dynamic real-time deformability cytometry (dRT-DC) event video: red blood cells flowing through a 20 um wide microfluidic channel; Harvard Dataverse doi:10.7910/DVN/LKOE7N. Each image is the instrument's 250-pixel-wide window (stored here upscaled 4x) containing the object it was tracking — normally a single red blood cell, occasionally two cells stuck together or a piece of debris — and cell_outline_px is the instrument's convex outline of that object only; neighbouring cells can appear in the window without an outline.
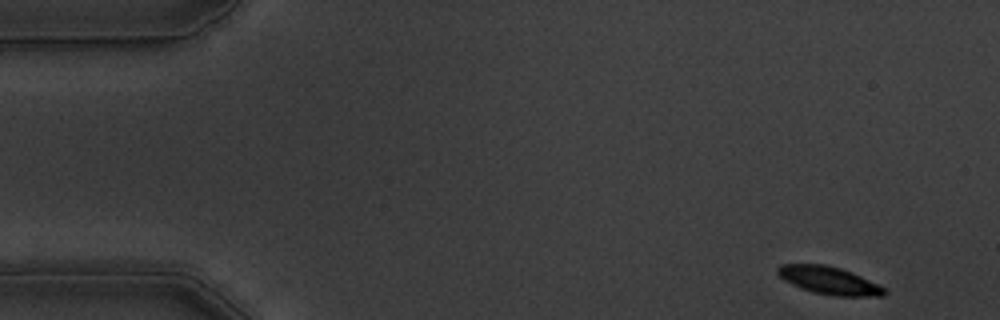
{"species": "common noctule bat (a hibernating species)", "species_latin": "Nyctalus noctula", "temperature_condition": "warm", "stored_images_in_passage": 54, "camera_frame_rate_fps": 3000, "um_per_image_px": 0.085, "animal": {"sex": "male", "body_mass_g": 19.5, "forearm_length_mm": 54.6}, "frame": {"image": 1, "passage_image": 1, "time_ms": 0.0, "image_size_px": [1000, 320], "cell_outline_px": [[888, 292], [884, 296], [836, 296], [812, 292], [800, 288], [784, 280], [776, 272], [776, 268], [780, 264], [824, 264], [840, 268], [852, 272], [884, 288]], "centroid_in_image_um": [70.44, 23.84], "position_along_channel_um": 14.6, "area_um2": 17.17}}
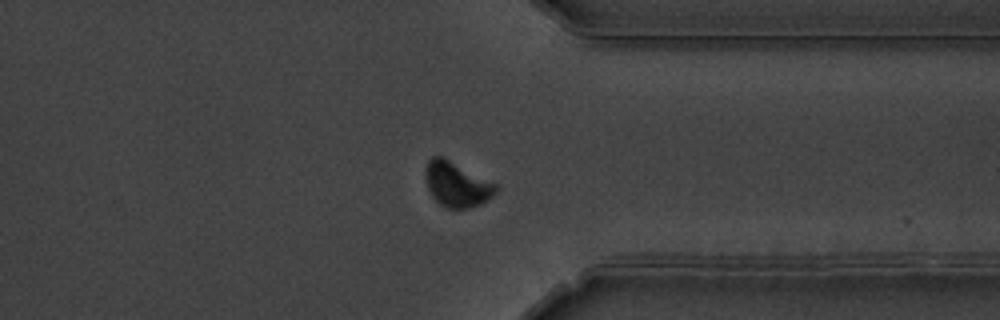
{"frame": {"image": 2, "passage_image": 41, "time_ms": 13.333, "image_size_px": [1000, 320], "cell_outline_px": [[500, 188], [492, 196], [480, 204], [468, 208], [444, 208], [432, 196], [428, 188], [428, 160], [432, 156], [444, 156], [496, 184]], "centroid_in_image_um": [38.87, 15.67], "position_along_channel_um": 372.5, "area_um2": 18.09}}
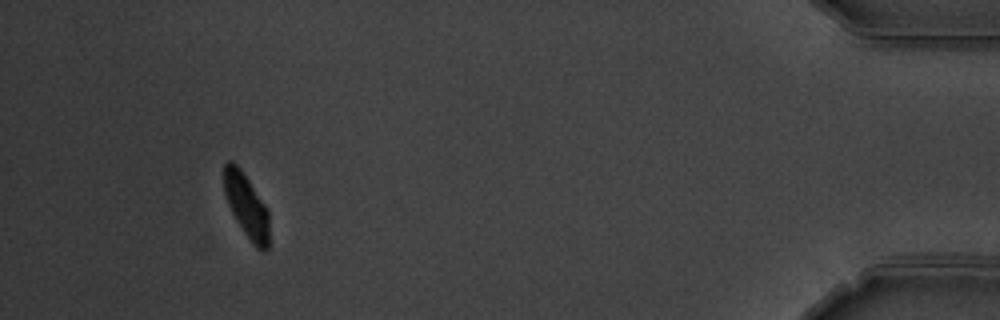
{"frame": {"image": 3, "passage_image": 50, "time_ms": 16.333, "image_size_px": [1000, 320], "cell_outline_px": [[268, 248], [264, 252], [256, 248], [252, 244], [236, 220], [228, 204], [224, 192], [224, 164], [228, 160], [232, 160], [240, 168], [268, 208]], "centroid_in_image_um": [20.95, 17.49], "position_along_channel_um": 414.3, "area_um2": 16.76}, "authors_computed_cell_mechanics": {"area_um2": 18.4382, "velocity_mm_per_s": 3.512, "shape_relaxation_time_tau1_ms": 2.657, "shape_relaxation_time_tau2_ms": 4.6852, "deformation_change_tau1": 0.1308, "deformation_change_tau2": 0.0638}}